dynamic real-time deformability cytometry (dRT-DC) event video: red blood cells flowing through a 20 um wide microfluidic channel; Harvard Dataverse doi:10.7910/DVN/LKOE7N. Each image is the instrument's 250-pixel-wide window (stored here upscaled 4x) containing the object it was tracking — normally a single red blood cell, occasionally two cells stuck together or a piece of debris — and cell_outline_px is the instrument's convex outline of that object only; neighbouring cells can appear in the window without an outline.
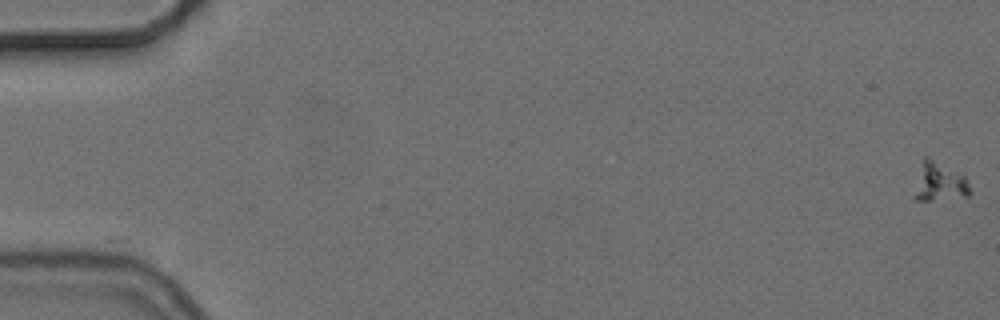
{"species": "common noctule bat (a hibernating species)", "species_latin": "Nyctalus noctula", "temperature_condition": "cold", "stored_images_in_passage": 57, "camera_frame_rate_fps": 3000, "um_per_image_px": 0.085, "animal": {"sex": "female", "body_mass_g": 24.6, "forearm_length_mm": 56.2}, "frame": {"image": 1, "passage_image": 1, "time_ms": 0.0, "image_size_px": [1000, 320], "cell_outline_px": [[972, 192], [968, 196], [928, 200], [916, 200], [912, 196], [924, 156], [928, 156], [964, 176]], "centroid_in_image_um": [79.83, 15.48], "position_along_channel_um": 5.2, "area_um2": 12.31}}
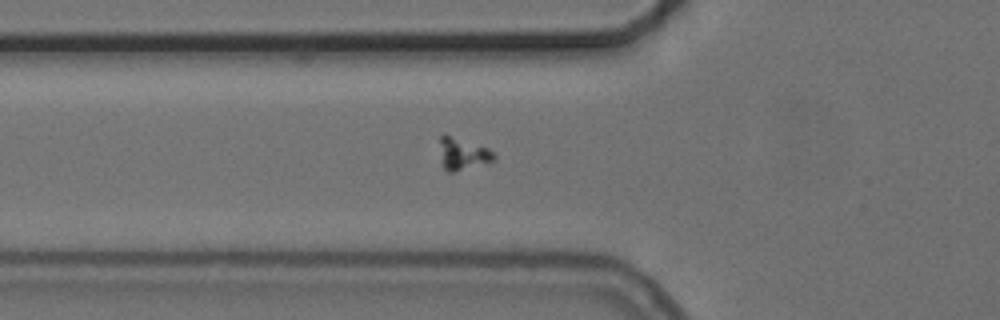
{"frame": {"image": 2, "passage_image": 21, "time_ms": 6.667, "image_size_px": [1000, 320], "cell_outline_px": [[496, 160], [456, 172], [448, 172], [444, 168], [440, 140], [440, 136], [444, 132], [488, 148], [496, 152]], "centroid_in_image_um": [39.39, 13.05], "position_along_channel_um": 86.4, "area_um2": 10.23}}
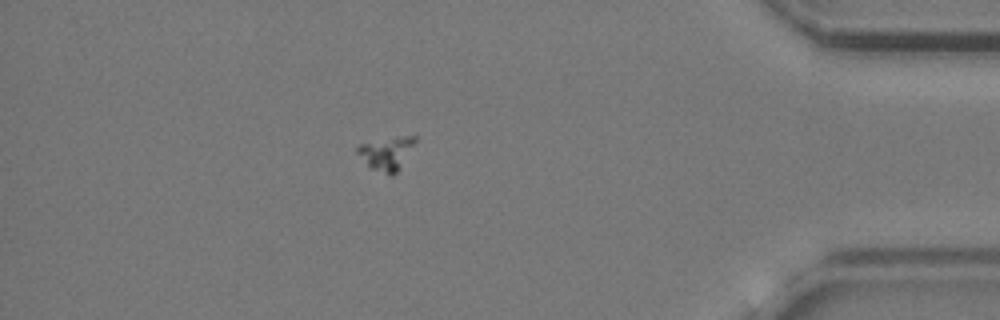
{"frame": {"image": 3, "passage_image": 50, "time_ms": 16.333, "image_size_px": [1000, 320], "cell_outline_px": [[416, 140], [400, 168], [392, 176], [388, 176], [368, 168], [356, 152], [356, 148], [360, 144], [404, 136], [416, 136]], "centroid_in_image_um": [32.82, 13.09], "position_along_channel_um": 402.4, "area_um2": 11.04}}